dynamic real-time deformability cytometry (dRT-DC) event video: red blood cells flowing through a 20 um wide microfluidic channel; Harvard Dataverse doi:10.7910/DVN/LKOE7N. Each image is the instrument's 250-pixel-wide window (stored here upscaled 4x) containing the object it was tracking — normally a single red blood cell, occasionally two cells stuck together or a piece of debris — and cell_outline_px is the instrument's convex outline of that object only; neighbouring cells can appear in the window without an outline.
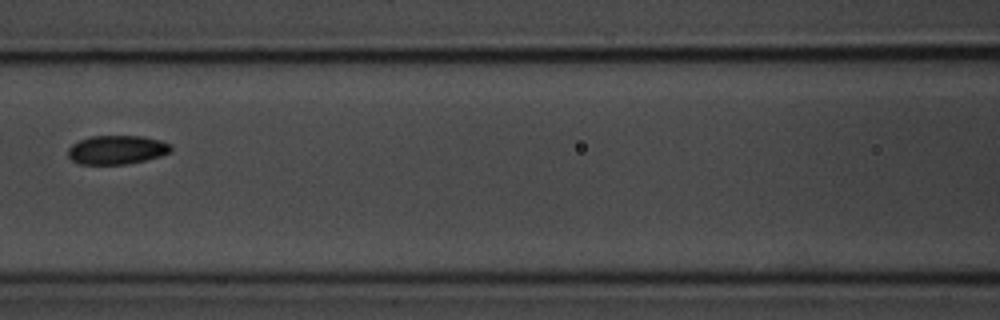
{"species": "common noctule bat (a hibernating species)", "species_latin": "Nyctalus noctula", "temperature_condition": "room temperature", "stored_images_in_passage": 7, "camera_frame_rate_fps": 3000, "um_per_image_px": 0.085, "animal": {"sex": "male", "body_mass_g": 20.1, "forearm_length_mm": 53.5}, "frame": {"image": 1, "passage_image": 7, "time_ms": 7.667, "image_size_px": [1000, 320], "cell_outline_px": [[172, 152], [160, 156], [128, 164], [80, 164], [72, 160], [68, 156], [68, 148], [72, 144], [80, 140], [92, 136], [144, 136], [160, 140], [172, 144]], "centroid_in_image_um": [9.96, 12.73], "position_along_channel_um": 156.6, "area_um2": 17.4}}